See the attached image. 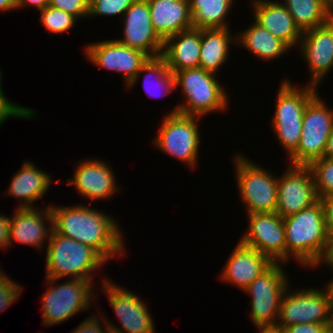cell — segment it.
<instances>
[{
    "instance_id": "1",
    "label": "cell",
    "mask_w": 333,
    "mask_h": 333,
    "mask_svg": "<svg viewBox=\"0 0 333 333\" xmlns=\"http://www.w3.org/2000/svg\"><path fill=\"white\" fill-rule=\"evenodd\" d=\"M86 204V205H85ZM50 205L53 229L94 249L106 262L126 256V241L120 222L92 204ZM119 223V224H118Z\"/></svg>"
},
{
    "instance_id": "2",
    "label": "cell",
    "mask_w": 333,
    "mask_h": 333,
    "mask_svg": "<svg viewBox=\"0 0 333 333\" xmlns=\"http://www.w3.org/2000/svg\"><path fill=\"white\" fill-rule=\"evenodd\" d=\"M283 221L286 264L293 259L307 270L318 269L325 264L332 249V238L326 226L321 201L283 218Z\"/></svg>"
},
{
    "instance_id": "3",
    "label": "cell",
    "mask_w": 333,
    "mask_h": 333,
    "mask_svg": "<svg viewBox=\"0 0 333 333\" xmlns=\"http://www.w3.org/2000/svg\"><path fill=\"white\" fill-rule=\"evenodd\" d=\"M217 76V77H216ZM176 89L181 88L182 101L167 112L206 117L213 113L229 110V97L224 83L218 75L200 67L183 69L174 73Z\"/></svg>"
},
{
    "instance_id": "4",
    "label": "cell",
    "mask_w": 333,
    "mask_h": 333,
    "mask_svg": "<svg viewBox=\"0 0 333 333\" xmlns=\"http://www.w3.org/2000/svg\"><path fill=\"white\" fill-rule=\"evenodd\" d=\"M45 248L46 278L85 279L94 284L97 283L94 274L108 264L91 247L64 237L54 229Z\"/></svg>"
},
{
    "instance_id": "5",
    "label": "cell",
    "mask_w": 333,
    "mask_h": 333,
    "mask_svg": "<svg viewBox=\"0 0 333 333\" xmlns=\"http://www.w3.org/2000/svg\"><path fill=\"white\" fill-rule=\"evenodd\" d=\"M305 85V86H304ZM296 86L289 77L279 84L275 98V111L271 121L279 145L287 158L297 149L302 133L303 114L308 103L319 93L312 85Z\"/></svg>"
},
{
    "instance_id": "6",
    "label": "cell",
    "mask_w": 333,
    "mask_h": 333,
    "mask_svg": "<svg viewBox=\"0 0 333 333\" xmlns=\"http://www.w3.org/2000/svg\"><path fill=\"white\" fill-rule=\"evenodd\" d=\"M60 279L46 278V291L41 297L42 325L53 326L70 320L75 315L88 311L95 305V284L85 279H65L58 284ZM95 292V294L93 293Z\"/></svg>"
},
{
    "instance_id": "7",
    "label": "cell",
    "mask_w": 333,
    "mask_h": 333,
    "mask_svg": "<svg viewBox=\"0 0 333 333\" xmlns=\"http://www.w3.org/2000/svg\"><path fill=\"white\" fill-rule=\"evenodd\" d=\"M232 159L239 198L247 214L275 213L279 176L243 153L235 154Z\"/></svg>"
},
{
    "instance_id": "8",
    "label": "cell",
    "mask_w": 333,
    "mask_h": 333,
    "mask_svg": "<svg viewBox=\"0 0 333 333\" xmlns=\"http://www.w3.org/2000/svg\"><path fill=\"white\" fill-rule=\"evenodd\" d=\"M164 116L154 137V146L165 155L184 163L189 169L197 168L203 141L199 128L202 117L180 113Z\"/></svg>"
},
{
    "instance_id": "9",
    "label": "cell",
    "mask_w": 333,
    "mask_h": 333,
    "mask_svg": "<svg viewBox=\"0 0 333 333\" xmlns=\"http://www.w3.org/2000/svg\"><path fill=\"white\" fill-rule=\"evenodd\" d=\"M284 268L283 263L273 262L243 291L251 297L249 317L257 329L276 326L283 294L292 287Z\"/></svg>"
},
{
    "instance_id": "10",
    "label": "cell",
    "mask_w": 333,
    "mask_h": 333,
    "mask_svg": "<svg viewBox=\"0 0 333 333\" xmlns=\"http://www.w3.org/2000/svg\"><path fill=\"white\" fill-rule=\"evenodd\" d=\"M101 286L107 300L115 313L116 319L121 323L119 325L113 324L109 321L105 312L100 313L107 326L111 329L112 333H155V323L151 312L149 311L146 302L136 295V292L125 289L123 286L118 285L112 279L101 274ZM104 313V314H103ZM104 315V316H103ZM108 319V320H107ZM116 325V326H115Z\"/></svg>"
},
{
    "instance_id": "11",
    "label": "cell",
    "mask_w": 333,
    "mask_h": 333,
    "mask_svg": "<svg viewBox=\"0 0 333 333\" xmlns=\"http://www.w3.org/2000/svg\"><path fill=\"white\" fill-rule=\"evenodd\" d=\"M322 287L296 288L292 292L288 287L280 303L275 328L282 330L301 323H319L332 327L333 312L330 294L325 285Z\"/></svg>"
},
{
    "instance_id": "12",
    "label": "cell",
    "mask_w": 333,
    "mask_h": 333,
    "mask_svg": "<svg viewBox=\"0 0 333 333\" xmlns=\"http://www.w3.org/2000/svg\"><path fill=\"white\" fill-rule=\"evenodd\" d=\"M318 93L306 106L302 133L297 149L288 157L290 165L308 166L323 157L327 140L333 129V108Z\"/></svg>"
},
{
    "instance_id": "13",
    "label": "cell",
    "mask_w": 333,
    "mask_h": 333,
    "mask_svg": "<svg viewBox=\"0 0 333 333\" xmlns=\"http://www.w3.org/2000/svg\"><path fill=\"white\" fill-rule=\"evenodd\" d=\"M84 56L96 67L122 74L124 86L127 87L150 58L144 52L120 44L115 39H106L86 43Z\"/></svg>"
},
{
    "instance_id": "14",
    "label": "cell",
    "mask_w": 333,
    "mask_h": 333,
    "mask_svg": "<svg viewBox=\"0 0 333 333\" xmlns=\"http://www.w3.org/2000/svg\"><path fill=\"white\" fill-rule=\"evenodd\" d=\"M248 226L239 241L254 248L272 262L286 264L283 218L275 213L247 214Z\"/></svg>"
},
{
    "instance_id": "15",
    "label": "cell",
    "mask_w": 333,
    "mask_h": 333,
    "mask_svg": "<svg viewBox=\"0 0 333 333\" xmlns=\"http://www.w3.org/2000/svg\"><path fill=\"white\" fill-rule=\"evenodd\" d=\"M318 201L319 197L310 168L288 164L285 171L278 177L276 213L285 218Z\"/></svg>"
},
{
    "instance_id": "16",
    "label": "cell",
    "mask_w": 333,
    "mask_h": 333,
    "mask_svg": "<svg viewBox=\"0 0 333 333\" xmlns=\"http://www.w3.org/2000/svg\"><path fill=\"white\" fill-rule=\"evenodd\" d=\"M73 166L75 167L73 178H68L66 183L74 186L78 195L87 201L89 199V204L98 200H109L116 193H120L121 187L116 181L112 166L107 161L97 157L85 158L76 161Z\"/></svg>"
},
{
    "instance_id": "17",
    "label": "cell",
    "mask_w": 333,
    "mask_h": 333,
    "mask_svg": "<svg viewBox=\"0 0 333 333\" xmlns=\"http://www.w3.org/2000/svg\"><path fill=\"white\" fill-rule=\"evenodd\" d=\"M297 50L310 73L311 78L306 84L319 89L333 70V18L326 24L304 31Z\"/></svg>"
},
{
    "instance_id": "18",
    "label": "cell",
    "mask_w": 333,
    "mask_h": 333,
    "mask_svg": "<svg viewBox=\"0 0 333 333\" xmlns=\"http://www.w3.org/2000/svg\"><path fill=\"white\" fill-rule=\"evenodd\" d=\"M122 21L123 36L120 44L140 50L150 58L161 56L163 41L156 34L150 18L147 0H136L124 13Z\"/></svg>"
},
{
    "instance_id": "19",
    "label": "cell",
    "mask_w": 333,
    "mask_h": 333,
    "mask_svg": "<svg viewBox=\"0 0 333 333\" xmlns=\"http://www.w3.org/2000/svg\"><path fill=\"white\" fill-rule=\"evenodd\" d=\"M10 216L9 248L15 243L44 249L53 229V214L50 205L38 208H15ZM46 242V243H45Z\"/></svg>"
},
{
    "instance_id": "20",
    "label": "cell",
    "mask_w": 333,
    "mask_h": 333,
    "mask_svg": "<svg viewBox=\"0 0 333 333\" xmlns=\"http://www.w3.org/2000/svg\"><path fill=\"white\" fill-rule=\"evenodd\" d=\"M253 20L283 41L291 50L298 48L303 32L278 0H248Z\"/></svg>"
},
{
    "instance_id": "21",
    "label": "cell",
    "mask_w": 333,
    "mask_h": 333,
    "mask_svg": "<svg viewBox=\"0 0 333 333\" xmlns=\"http://www.w3.org/2000/svg\"><path fill=\"white\" fill-rule=\"evenodd\" d=\"M223 266L220 280L244 291L273 262L255 250L242 244H236Z\"/></svg>"
},
{
    "instance_id": "22",
    "label": "cell",
    "mask_w": 333,
    "mask_h": 333,
    "mask_svg": "<svg viewBox=\"0 0 333 333\" xmlns=\"http://www.w3.org/2000/svg\"><path fill=\"white\" fill-rule=\"evenodd\" d=\"M22 167L11 178L9 187L2 195L13 196L18 200L17 208H34L50 189L53 178L42 171L32 161L24 160Z\"/></svg>"
},
{
    "instance_id": "23",
    "label": "cell",
    "mask_w": 333,
    "mask_h": 333,
    "mask_svg": "<svg viewBox=\"0 0 333 333\" xmlns=\"http://www.w3.org/2000/svg\"><path fill=\"white\" fill-rule=\"evenodd\" d=\"M147 3L153 28L163 42L193 27L189 0H147Z\"/></svg>"
},
{
    "instance_id": "24",
    "label": "cell",
    "mask_w": 333,
    "mask_h": 333,
    "mask_svg": "<svg viewBox=\"0 0 333 333\" xmlns=\"http://www.w3.org/2000/svg\"><path fill=\"white\" fill-rule=\"evenodd\" d=\"M201 29L189 28L163 42L161 57L174 74L183 69L199 67Z\"/></svg>"
},
{
    "instance_id": "25",
    "label": "cell",
    "mask_w": 333,
    "mask_h": 333,
    "mask_svg": "<svg viewBox=\"0 0 333 333\" xmlns=\"http://www.w3.org/2000/svg\"><path fill=\"white\" fill-rule=\"evenodd\" d=\"M230 27L202 29L199 67L218 75L231 56V45L237 46V32Z\"/></svg>"
},
{
    "instance_id": "26",
    "label": "cell",
    "mask_w": 333,
    "mask_h": 333,
    "mask_svg": "<svg viewBox=\"0 0 333 333\" xmlns=\"http://www.w3.org/2000/svg\"><path fill=\"white\" fill-rule=\"evenodd\" d=\"M237 45L247 49L252 56L261 61L272 62L281 59L291 50L283 41L274 37L267 29L255 21L243 29L237 30ZM284 55V56H283Z\"/></svg>"
},
{
    "instance_id": "27",
    "label": "cell",
    "mask_w": 333,
    "mask_h": 333,
    "mask_svg": "<svg viewBox=\"0 0 333 333\" xmlns=\"http://www.w3.org/2000/svg\"><path fill=\"white\" fill-rule=\"evenodd\" d=\"M142 74H145L143 75V87L150 98L162 97L164 99V96L171 95L173 90H177L174 74L161 56L149 58L126 89L135 87L139 78H142Z\"/></svg>"
},
{
    "instance_id": "28",
    "label": "cell",
    "mask_w": 333,
    "mask_h": 333,
    "mask_svg": "<svg viewBox=\"0 0 333 333\" xmlns=\"http://www.w3.org/2000/svg\"><path fill=\"white\" fill-rule=\"evenodd\" d=\"M292 15L295 24L304 32L326 24L333 18L330 0H281Z\"/></svg>"
},
{
    "instance_id": "29",
    "label": "cell",
    "mask_w": 333,
    "mask_h": 333,
    "mask_svg": "<svg viewBox=\"0 0 333 333\" xmlns=\"http://www.w3.org/2000/svg\"><path fill=\"white\" fill-rule=\"evenodd\" d=\"M236 0H189L193 27L214 29L230 27L228 17ZM228 16V17H227Z\"/></svg>"
},
{
    "instance_id": "30",
    "label": "cell",
    "mask_w": 333,
    "mask_h": 333,
    "mask_svg": "<svg viewBox=\"0 0 333 333\" xmlns=\"http://www.w3.org/2000/svg\"><path fill=\"white\" fill-rule=\"evenodd\" d=\"M42 26L51 34H65L74 28L77 21L75 16L51 6L39 11Z\"/></svg>"
},
{
    "instance_id": "31",
    "label": "cell",
    "mask_w": 333,
    "mask_h": 333,
    "mask_svg": "<svg viewBox=\"0 0 333 333\" xmlns=\"http://www.w3.org/2000/svg\"><path fill=\"white\" fill-rule=\"evenodd\" d=\"M308 167L313 175L316 192L320 198L333 194V158H320Z\"/></svg>"
},
{
    "instance_id": "32",
    "label": "cell",
    "mask_w": 333,
    "mask_h": 333,
    "mask_svg": "<svg viewBox=\"0 0 333 333\" xmlns=\"http://www.w3.org/2000/svg\"><path fill=\"white\" fill-rule=\"evenodd\" d=\"M2 78L3 70L0 68V127L3 126L7 119L33 120L37 116V111L28 106L16 104L7 98L2 87Z\"/></svg>"
},
{
    "instance_id": "33",
    "label": "cell",
    "mask_w": 333,
    "mask_h": 333,
    "mask_svg": "<svg viewBox=\"0 0 333 333\" xmlns=\"http://www.w3.org/2000/svg\"><path fill=\"white\" fill-rule=\"evenodd\" d=\"M136 0H89L88 18L95 17H114L120 16L121 19L124 13Z\"/></svg>"
},
{
    "instance_id": "34",
    "label": "cell",
    "mask_w": 333,
    "mask_h": 333,
    "mask_svg": "<svg viewBox=\"0 0 333 333\" xmlns=\"http://www.w3.org/2000/svg\"><path fill=\"white\" fill-rule=\"evenodd\" d=\"M23 286L13 281L6 272L0 273V313L19 300Z\"/></svg>"
},
{
    "instance_id": "35",
    "label": "cell",
    "mask_w": 333,
    "mask_h": 333,
    "mask_svg": "<svg viewBox=\"0 0 333 333\" xmlns=\"http://www.w3.org/2000/svg\"><path fill=\"white\" fill-rule=\"evenodd\" d=\"M49 6L71 14L79 21L88 18L89 0H50Z\"/></svg>"
},
{
    "instance_id": "36",
    "label": "cell",
    "mask_w": 333,
    "mask_h": 333,
    "mask_svg": "<svg viewBox=\"0 0 333 333\" xmlns=\"http://www.w3.org/2000/svg\"><path fill=\"white\" fill-rule=\"evenodd\" d=\"M96 313L97 312H91V316L82 320V322L70 333H112L106 322L100 317V314L97 315Z\"/></svg>"
},
{
    "instance_id": "37",
    "label": "cell",
    "mask_w": 333,
    "mask_h": 333,
    "mask_svg": "<svg viewBox=\"0 0 333 333\" xmlns=\"http://www.w3.org/2000/svg\"><path fill=\"white\" fill-rule=\"evenodd\" d=\"M329 327L319 323H301L282 329L284 333H326Z\"/></svg>"
},
{
    "instance_id": "38",
    "label": "cell",
    "mask_w": 333,
    "mask_h": 333,
    "mask_svg": "<svg viewBox=\"0 0 333 333\" xmlns=\"http://www.w3.org/2000/svg\"><path fill=\"white\" fill-rule=\"evenodd\" d=\"M324 210V219L330 237L333 239V194L324 196L319 199Z\"/></svg>"
},
{
    "instance_id": "39",
    "label": "cell",
    "mask_w": 333,
    "mask_h": 333,
    "mask_svg": "<svg viewBox=\"0 0 333 333\" xmlns=\"http://www.w3.org/2000/svg\"><path fill=\"white\" fill-rule=\"evenodd\" d=\"M9 224L10 216L0 213V249H9Z\"/></svg>"
},
{
    "instance_id": "40",
    "label": "cell",
    "mask_w": 333,
    "mask_h": 333,
    "mask_svg": "<svg viewBox=\"0 0 333 333\" xmlns=\"http://www.w3.org/2000/svg\"><path fill=\"white\" fill-rule=\"evenodd\" d=\"M50 0H16V10L25 7L35 8L41 11L49 6Z\"/></svg>"
},
{
    "instance_id": "41",
    "label": "cell",
    "mask_w": 333,
    "mask_h": 333,
    "mask_svg": "<svg viewBox=\"0 0 333 333\" xmlns=\"http://www.w3.org/2000/svg\"><path fill=\"white\" fill-rule=\"evenodd\" d=\"M16 10V0H0V12Z\"/></svg>"
},
{
    "instance_id": "42",
    "label": "cell",
    "mask_w": 333,
    "mask_h": 333,
    "mask_svg": "<svg viewBox=\"0 0 333 333\" xmlns=\"http://www.w3.org/2000/svg\"><path fill=\"white\" fill-rule=\"evenodd\" d=\"M323 157L324 158H333V129L331 130V133L329 134Z\"/></svg>"
},
{
    "instance_id": "43",
    "label": "cell",
    "mask_w": 333,
    "mask_h": 333,
    "mask_svg": "<svg viewBox=\"0 0 333 333\" xmlns=\"http://www.w3.org/2000/svg\"><path fill=\"white\" fill-rule=\"evenodd\" d=\"M321 266L327 267L328 269L332 270V272H333V266H331V265H321ZM324 285L327 288V290L329 291L331 307H332V312H333V277L329 281L324 283Z\"/></svg>"
},
{
    "instance_id": "44",
    "label": "cell",
    "mask_w": 333,
    "mask_h": 333,
    "mask_svg": "<svg viewBox=\"0 0 333 333\" xmlns=\"http://www.w3.org/2000/svg\"><path fill=\"white\" fill-rule=\"evenodd\" d=\"M259 333H284L282 330L277 328H265V329H257Z\"/></svg>"
},
{
    "instance_id": "45",
    "label": "cell",
    "mask_w": 333,
    "mask_h": 333,
    "mask_svg": "<svg viewBox=\"0 0 333 333\" xmlns=\"http://www.w3.org/2000/svg\"><path fill=\"white\" fill-rule=\"evenodd\" d=\"M323 265H331V266H333V239H332V249H331V252H330L329 258H328V260L326 261V263L323 264Z\"/></svg>"
},
{
    "instance_id": "46",
    "label": "cell",
    "mask_w": 333,
    "mask_h": 333,
    "mask_svg": "<svg viewBox=\"0 0 333 333\" xmlns=\"http://www.w3.org/2000/svg\"><path fill=\"white\" fill-rule=\"evenodd\" d=\"M326 333H333V326L330 327Z\"/></svg>"
}]
</instances>
